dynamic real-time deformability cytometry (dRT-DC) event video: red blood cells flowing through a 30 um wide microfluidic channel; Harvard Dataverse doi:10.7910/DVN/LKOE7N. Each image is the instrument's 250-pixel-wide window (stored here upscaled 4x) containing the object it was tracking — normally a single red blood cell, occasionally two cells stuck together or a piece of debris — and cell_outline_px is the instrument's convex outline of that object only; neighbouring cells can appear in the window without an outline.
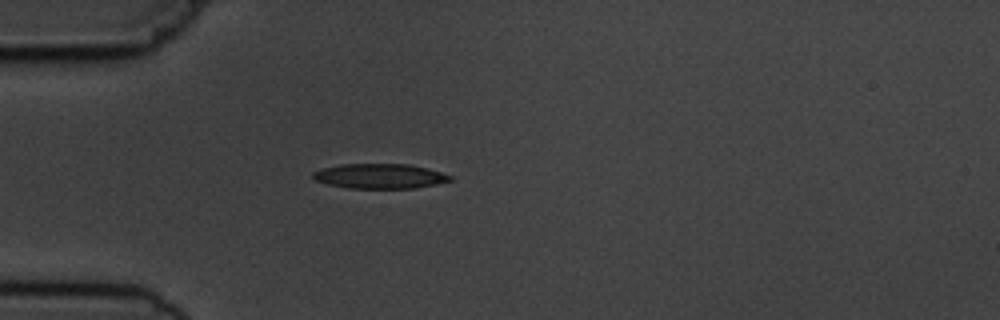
{"species": "common noctule bat (a hibernating species)", "species_latin": "Nyctalus noctula", "temperature_condition": "cold", "stored_images_in_passage": 3, "camera_frame_rate_fps": 3000, "um_per_image_px": 0.085, "animal": {"sex": "male", "body_mass_g": 19.5, "forearm_length_mm": 54.6}, "frame": {"image": 1, "passage_image": 3, "time_ms": 3.333, "image_size_px": [1000, 320], "cell_outline_px": [[452, 180], [436, 184], [416, 188], [348, 188], [328, 184], [316, 180], [312, 176], [312, 172], [324, 168], [340, 164], [408, 164], [428, 168], [452, 176]], "centroid_in_image_um": [32.29, 14.97], "position_along_channel_um": 52.7, "area_um2": 19.77}}